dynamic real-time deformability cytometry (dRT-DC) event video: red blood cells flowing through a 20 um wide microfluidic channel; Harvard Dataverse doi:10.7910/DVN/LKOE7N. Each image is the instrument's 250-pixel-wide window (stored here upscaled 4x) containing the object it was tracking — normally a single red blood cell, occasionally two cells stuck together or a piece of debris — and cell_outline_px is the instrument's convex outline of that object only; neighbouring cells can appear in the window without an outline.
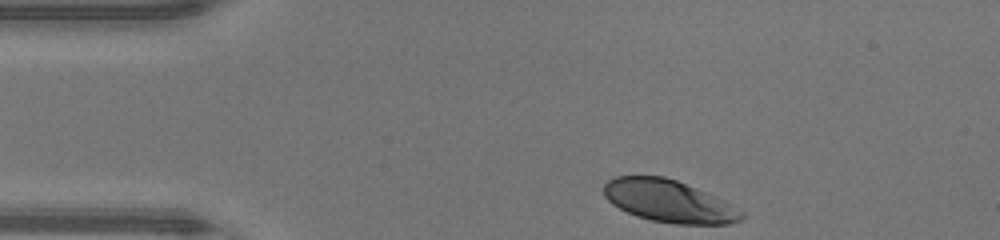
{"species": "human", "species_latin": "Homo sapiens", "temperature_condition": "warm", "stored_images_in_passage": 32, "camera_frame_rate_fps": 3000, "um_per_image_px": 0.085, "donor": {"sex": "male"}, "frame": {"image": 1, "passage_image": 1, "time_ms": 0.0, "image_size_px": [1000, 240], "cell_outline_px": [[744, 216], [740, 220], [728, 224], [676, 224], [652, 220], [636, 216], [612, 204], [604, 196], [604, 184], [608, 180], [616, 176], [664, 176], [676, 180], [724, 200], [744, 212]], "centroid_in_image_um": [56.85, 17.1], "position_along_channel_um": 28.2, "area_um2": 33.7}}
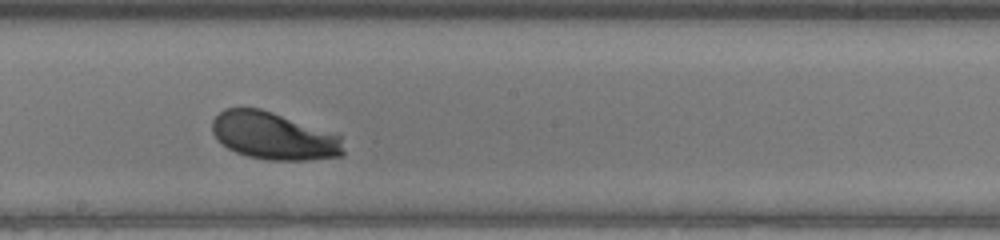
{"frame": {"image": 2, "passage_image": 19, "time_ms": 6.0, "image_size_px": [1000, 240], "cell_outline_px": [[344, 156], [304, 160], [268, 160], [248, 156], [236, 152], [228, 148], [212, 132], [212, 120], [224, 108], [260, 108], [272, 112], [340, 136], [344, 152]], "centroid_in_image_um": [23.25, 11.56], "position_along_channel_um": 225.0, "area_um2": 35.72}}
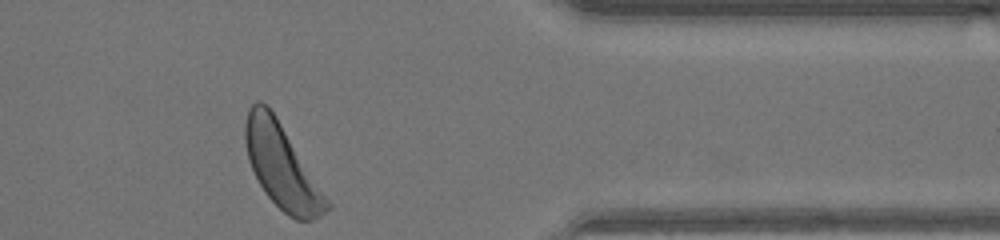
{"frame": {"image": 3, "passage_image": 32, "time_ms": 10.333, "image_size_px": [1000, 240], "cell_outline_px": [[332, 208], [320, 216], [312, 220], [296, 220], [288, 216], [264, 192], [248, 160], [244, 140], [244, 124], [248, 108], [256, 100], [260, 100], [276, 116], [332, 204]], "centroid_in_image_um": [23.95, 14.15], "position_along_channel_um": 387.4, "area_um2": 39.59}, "authors_computed_cell_mechanics": {"area_um2": 35.9227, "velocity_mm_per_s": 4.2511, "shape_relaxation_time_tau1_ms": 2.7275, "shape_relaxation_time_tau2_ms": null, "deformation_change_tau1": 0.1637, "deformation_change_tau2": null}}